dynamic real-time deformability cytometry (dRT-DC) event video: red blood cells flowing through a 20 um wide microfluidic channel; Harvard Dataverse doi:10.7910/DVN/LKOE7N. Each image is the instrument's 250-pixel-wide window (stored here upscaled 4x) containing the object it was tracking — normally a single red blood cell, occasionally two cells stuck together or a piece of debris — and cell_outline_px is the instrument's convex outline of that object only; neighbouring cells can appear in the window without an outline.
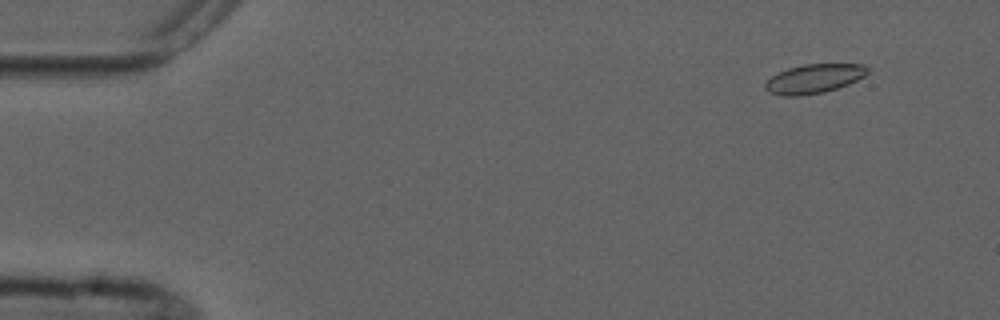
{"species": "common noctule bat (a hibernating species)", "species_latin": "Nyctalus noctula", "temperature_condition": "cold", "stored_images_in_passage": 5, "camera_frame_rate_fps": 3000, "um_per_image_px": 0.085, "animal": {"sex": "male", "forearm_length_mm": 52.5}, "frame": {"image": 1, "passage_image": 2, "time_ms": 1.333, "image_size_px": [1000, 320], "cell_outline_px": [[872, 68], [864, 76], [848, 84], [824, 92], [800, 96], [784, 96], [768, 92], [764, 88], [764, 84], [772, 76], [788, 68], [804, 64], [864, 64]], "centroid_in_image_um": [69.21, 6.68], "position_along_channel_um": 15.8, "area_um2": 17.4}}
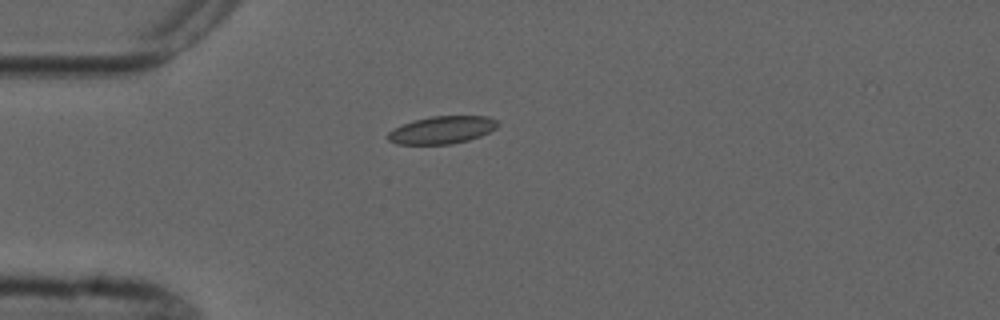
{"frame": {"image": 2, "passage_image": 5, "time_ms": 4.667, "image_size_px": [1000, 320], "cell_outline_px": [[500, 124], [496, 128], [480, 136], [468, 140], [452, 144], [396, 144], [388, 140], [388, 132], [404, 124], [416, 120], [432, 116], [488, 116], [500, 120]], "centroid_in_image_um": [37.63, 11.04], "position_along_channel_um": 47.4, "area_um2": 17.57}}